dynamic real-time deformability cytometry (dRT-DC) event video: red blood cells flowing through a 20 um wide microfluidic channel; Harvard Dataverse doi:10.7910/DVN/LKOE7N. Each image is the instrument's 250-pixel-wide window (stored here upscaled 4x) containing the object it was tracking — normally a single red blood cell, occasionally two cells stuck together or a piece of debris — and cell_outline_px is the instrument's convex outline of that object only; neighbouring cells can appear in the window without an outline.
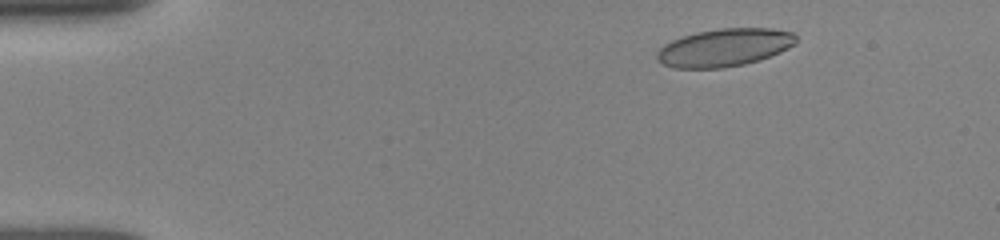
{"species": "human", "species_latin": "Homo sapiens", "temperature_condition": "room temperature", "stored_images_in_passage": 3, "camera_frame_rate_fps": 3000, "um_per_image_px": 0.085, "donor": {"sex": "female"}, "frame": {"image": 1, "passage_image": 1, "time_ms": 0.0, "image_size_px": [1000, 240], "cell_outline_px": [[796, 44], [780, 52], [760, 60], [744, 64], [720, 68], [676, 68], [664, 64], [656, 60], [656, 52], [664, 44], [672, 40], [696, 32], [720, 28], [772, 28], [792, 32], [796, 36]], "centroid_in_image_um": [61.58, 4.04], "position_along_channel_um": 23.4, "area_um2": 30.69}}